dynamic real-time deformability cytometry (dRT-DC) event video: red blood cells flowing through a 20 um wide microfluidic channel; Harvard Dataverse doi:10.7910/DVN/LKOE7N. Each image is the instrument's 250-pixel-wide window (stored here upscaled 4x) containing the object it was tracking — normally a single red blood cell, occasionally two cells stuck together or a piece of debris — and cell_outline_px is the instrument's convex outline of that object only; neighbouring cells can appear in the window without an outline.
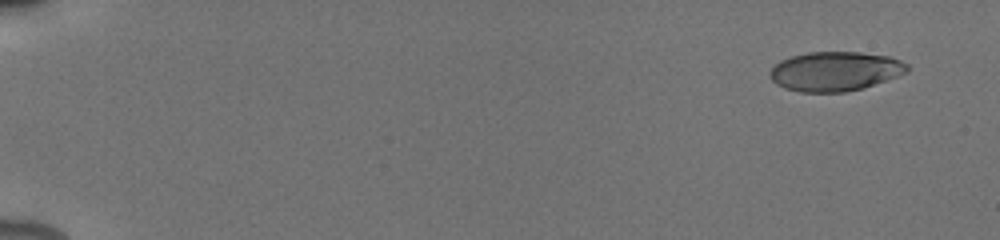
{"species": "human", "species_latin": "Homo sapiens", "temperature_condition": "cold", "stored_images_in_passage": 46, "camera_frame_rate_fps": 3000, "um_per_image_px": 0.085, "donor": {"sex": "male"}, "frame": {"image": 1, "passage_image": 1, "time_ms": 0.0, "image_size_px": [1000, 240], "cell_outline_px": [[908, 72], [860, 88], [844, 92], [800, 92], [784, 88], [776, 84], [768, 76], [772, 68], [780, 60], [792, 56], [808, 52], [860, 52], [888, 56], [900, 60], [908, 64]], "centroid_in_image_um": [70.95, 6.05], "position_along_channel_um": 14.1, "area_um2": 31.27}}
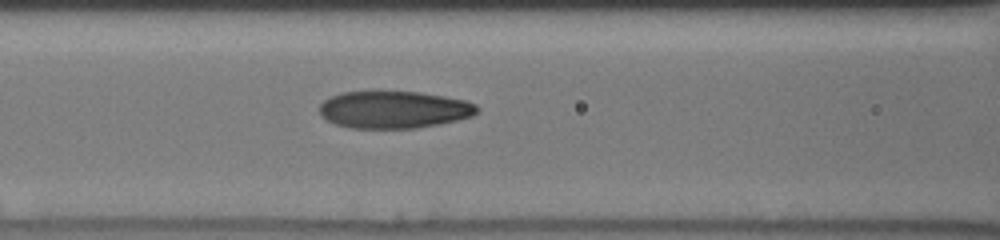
{"frame": {"image": 2, "passage_image": 23, "time_ms": 7.333, "image_size_px": [1000, 240], "cell_outline_px": [[480, 108], [472, 116], [440, 124], [416, 128], [352, 128], [336, 124], [320, 116], [320, 104], [324, 100], [332, 96], [344, 92], [420, 92], [444, 96], [464, 100], [476, 104]], "centroid_in_image_um": [33.49, 9.32], "position_along_channel_um": 133.1, "area_um2": 34.04}}
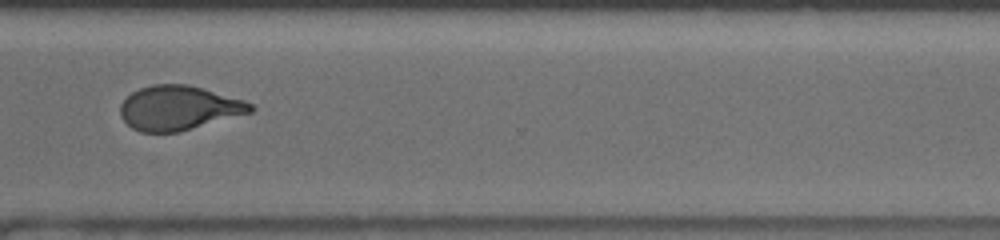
{"frame": {"image": 3, "passage_image": 36, "time_ms": 13.0, "image_size_px": [1000, 240], "cell_outline_px": [[256, 108], [252, 112], [180, 132], [140, 132], [132, 128], [120, 116], [120, 104], [132, 92], [140, 88], [152, 84], [188, 84], [244, 100], [252, 104]], "centroid_in_image_um": [15.19, 9.18], "position_along_channel_um": 355.4, "area_um2": 33.7}, "authors_computed_cell_mechanics": {"area_um2": 33.6974, "velocity_mm_per_s": 3.9282, "shape_relaxation_time_tau1_ms": 5.4454, "shape_relaxation_time_tau2_ms": 0.9656, "deformation_change_tau1": 0.182, "deformation_change_tau2": 0.0618}}